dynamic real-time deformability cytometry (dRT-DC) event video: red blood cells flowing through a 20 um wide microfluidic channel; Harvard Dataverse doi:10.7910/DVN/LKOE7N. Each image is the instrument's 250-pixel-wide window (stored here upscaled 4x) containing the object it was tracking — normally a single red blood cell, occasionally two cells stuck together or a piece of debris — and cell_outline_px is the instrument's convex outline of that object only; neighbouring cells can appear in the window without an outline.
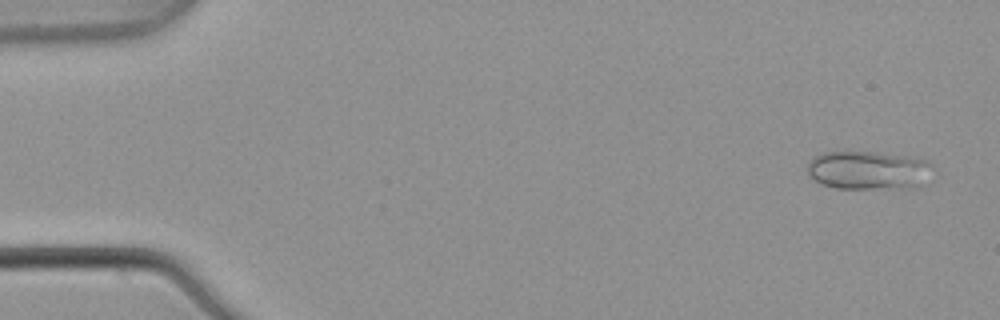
{"species": "common noctule bat (a hibernating species)", "species_latin": "Nyctalus noctula", "temperature_condition": "warm", "stored_images_in_passage": 5, "camera_frame_rate_fps": 3000, "um_per_image_px": 0.085, "animal": {"sex": "male", "body_mass_g": 21.5, "forearm_length_mm": 52.0}, "frame": {"image": 1, "passage_image": 1, "time_ms": 0.0, "image_size_px": [1000, 320], "cell_outline_px": [[932, 168], [924, 184], [916, 188], [836, 188], [824, 184], [816, 180], [808, 172], [808, 164], [816, 156], [824, 152], [868, 152], [900, 156], [924, 160], [932, 164]], "centroid_in_image_um": [73.84, 14.49], "position_along_channel_um": 11.2, "area_um2": 27.57}}
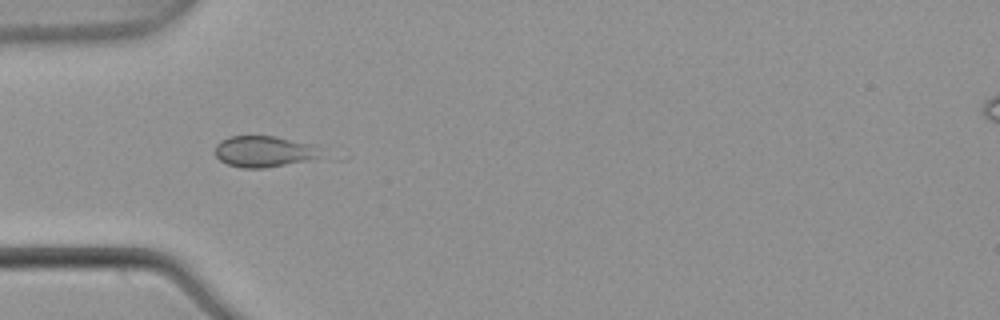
{"frame": {"image": 2, "passage_image": 4, "time_ms": 1.0, "image_size_px": [1000, 320], "cell_outline_px": [[316, 156], [304, 160], [264, 168], [244, 168], [228, 164], [220, 160], [216, 156], [216, 144], [220, 140], [228, 136], [276, 136], [316, 144]], "centroid_in_image_um": [22.34, 12.85], "position_along_channel_um": 62.7, "area_um2": 18.79}}